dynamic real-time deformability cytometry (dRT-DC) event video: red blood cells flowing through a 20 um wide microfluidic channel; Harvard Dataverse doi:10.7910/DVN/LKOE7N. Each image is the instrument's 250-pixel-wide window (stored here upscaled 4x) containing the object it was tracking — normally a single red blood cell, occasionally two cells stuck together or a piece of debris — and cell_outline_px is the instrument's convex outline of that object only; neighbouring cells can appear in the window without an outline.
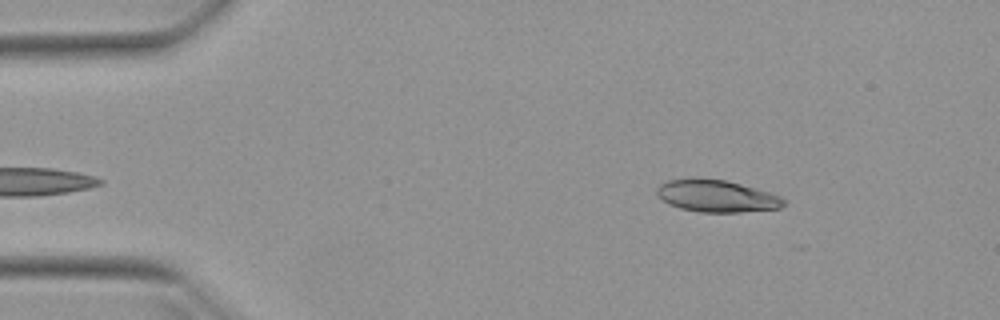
{"species": "Egyptian fruit bat (a non-hibernating species)", "species_latin": "Rousettus aegyptiacus", "temperature_condition": "warm", "stored_images_in_passage": 10, "camera_frame_rate_fps": 3000, "um_per_image_px": 0.085, "animal": {"sex": "female"}, "frame": {"image": 1, "passage_image": 2, "time_ms": 0.333, "image_size_px": [1000, 320], "cell_outline_px": [[784, 204], [780, 208], [740, 212], [700, 212], [680, 208], [668, 204], [656, 196], [656, 188], [660, 184], [668, 180], [692, 176], [696, 176], [724, 180], [740, 184], [768, 192], [780, 196], [784, 200]], "centroid_in_image_um": [60.82, 16.64], "position_along_channel_um": 24.2, "area_um2": 23.99}}